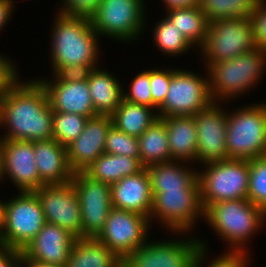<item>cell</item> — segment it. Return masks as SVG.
<instances>
[{
    "instance_id": "14",
    "label": "cell",
    "mask_w": 266,
    "mask_h": 267,
    "mask_svg": "<svg viewBox=\"0 0 266 267\" xmlns=\"http://www.w3.org/2000/svg\"><path fill=\"white\" fill-rule=\"evenodd\" d=\"M71 184L80 203L82 238H96L113 208L110 185L94 180L84 172L74 173Z\"/></svg>"
},
{
    "instance_id": "25",
    "label": "cell",
    "mask_w": 266,
    "mask_h": 267,
    "mask_svg": "<svg viewBox=\"0 0 266 267\" xmlns=\"http://www.w3.org/2000/svg\"><path fill=\"white\" fill-rule=\"evenodd\" d=\"M94 111L98 115H111L123 99V86L111 72L95 67L88 78Z\"/></svg>"
},
{
    "instance_id": "19",
    "label": "cell",
    "mask_w": 266,
    "mask_h": 267,
    "mask_svg": "<svg viewBox=\"0 0 266 267\" xmlns=\"http://www.w3.org/2000/svg\"><path fill=\"white\" fill-rule=\"evenodd\" d=\"M76 237L58 225L45 223L34 239L21 251L30 260L67 266Z\"/></svg>"
},
{
    "instance_id": "40",
    "label": "cell",
    "mask_w": 266,
    "mask_h": 267,
    "mask_svg": "<svg viewBox=\"0 0 266 267\" xmlns=\"http://www.w3.org/2000/svg\"><path fill=\"white\" fill-rule=\"evenodd\" d=\"M91 70L88 64L59 66L52 76L59 82L87 81Z\"/></svg>"
},
{
    "instance_id": "10",
    "label": "cell",
    "mask_w": 266,
    "mask_h": 267,
    "mask_svg": "<svg viewBox=\"0 0 266 267\" xmlns=\"http://www.w3.org/2000/svg\"><path fill=\"white\" fill-rule=\"evenodd\" d=\"M45 223L36 193L20 191L19 195L4 201V228L0 246L22 251Z\"/></svg>"
},
{
    "instance_id": "4",
    "label": "cell",
    "mask_w": 266,
    "mask_h": 267,
    "mask_svg": "<svg viewBox=\"0 0 266 267\" xmlns=\"http://www.w3.org/2000/svg\"><path fill=\"white\" fill-rule=\"evenodd\" d=\"M213 102L227 101L256 86L266 71V50L256 47L231 60L204 63ZM265 69V70H264ZM262 75V76H261ZM225 99V100H224Z\"/></svg>"
},
{
    "instance_id": "39",
    "label": "cell",
    "mask_w": 266,
    "mask_h": 267,
    "mask_svg": "<svg viewBox=\"0 0 266 267\" xmlns=\"http://www.w3.org/2000/svg\"><path fill=\"white\" fill-rule=\"evenodd\" d=\"M101 0H62L58 13L90 18L97 10ZM62 6V7H61Z\"/></svg>"
},
{
    "instance_id": "7",
    "label": "cell",
    "mask_w": 266,
    "mask_h": 267,
    "mask_svg": "<svg viewBox=\"0 0 266 267\" xmlns=\"http://www.w3.org/2000/svg\"><path fill=\"white\" fill-rule=\"evenodd\" d=\"M145 3V0H101L90 17L92 27L100 37L126 44L137 41L147 26Z\"/></svg>"
},
{
    "instance_id": "16",
    "label": "cell",
    "mask_w": 266,
    "mask_h": 267,
    "mask_svg": "<svg viewBox=\"0 0 266 267\" xmlns=\"http://www.w3.org/2000/svg\"><path fill=\"white\" fill-rule=\"evenodd\" d=\"M212 102L194 115L197 132V162L202 165L228 159L226 148L227 111Z\"/></svg>"
},
{
    "instance_id": "6",
    "label": "cell",
    "mask_w": 266,
    "mask_h": 267,
    "mask_svg": "<svg viewBox=\"0 0 266 267\" xmlns=\"http://www.w3.org/2000/svg\"><path fill=\"white\" fill-rule=\"evenodd\" d=\"M198 171L203 210L225 200L247 199L249 160L225 159L203 165Z\"/></svg>"
},
{
    "instance_id": "30",
    "label": "cell",
    "mask_w": 266,
    "mask_h": 267,
    "mask_svg": "<svg viewBox=\"0 0 266 267\" xmlns=\"http://www.w3.org/2000/svg\"><path fill=\"white\" fill-rule=\"evenodd\" d=\"M138 140L140 161L145 168L152 164L172 161L163 118L150 125Z\"/></svg>"
},
{
    "instance_id": "28",
    "label": "cell",
    "mask_w": 266,
    "mask_h": 267,
    "mask_svg": "<svg viewBox=\"0 0 266 267\" xmlns=\"http://www.w3.org/2000/svg\"><path fill=\"white\" fill-rule=\"evenodd\" d=\"M165 17L180 30L188 42L197 48H201L206 40L209 21L200 10V6L180 7L166 9Z\"/></svg>"
},
{
    "instance_id": "45",
    "label": "cell",
    "mask_w": 266,
    "mask_h": 267,
    "mask_svg": "<svg viewBox=\"0 0 266 267\" xmlns=\"http://www.w3.org/2000/svg\"><path fill=\"white\" fill-rule=\"evenodd\" d=\"M167 9L197 6L200 0H162Z\"/></svg>"
},
{
    "instance_id": "36",
    "label": "cell",
    "mask_w": 266,
    "mask_h": 267,
    "mask_svg": "<svg viewBox=\"0 0 266 267\" xmlns=\"http://www.w3.org/2000/svg\"><path fill=\"white\" fill-rule=\"evenodd\" d=\"M130 83V89L124 91L123 99L128 102L152 108V95L150 91V70H145L135 75Z\"/></svg>"
},
{
    "instance_id": "5",
    "label": "cell",
    "mask_w": 266,
    "mask_h": 267,
    "mask_svg": "<svg viewBox=\"0 0 266 267\" xmlns=\"http://www.w3.org/2000/svg\"><path fill=\"white\" fill-rule=\"evenodd\" d=\"M261 103L227 112L228 159L252 160L266 156V102Z\"/></svg>"
},
{
    "instance_id": "47",
    "label": "cell",
    "mask_w": 266,
    "mask_h": 267,
    "mask_svg": "<svg viewBox=\"0 0 266 267\" xmlns=\"http://www.w3.org/2000/svg\"><path fill=\"white\" fill-rule=\"evenodd\" d=\"M4 151H5V139L0 135V182L4 181L3 171H4Z\"/></svg>"
},
{
    "instance_id": "33",
    "label": "cell",
    "mask_w": 266,
    "mask_h": 267,
    "mask_svg": "<svg viewBox=\"0 0 266 267\" xmlns=\"http://www.w3.org/2000/svg\"><path fill=\"white\" fill-rule=\"evenodd\" d=\"M88 117L74 114L53 112V139L63 146L69 145L83 131Z\"/></svg>"
},
{
    "instance_id": "15",
    "label": "cell",
    "mask_w": 266,
    "mask_h": 267,
    "mask_svg": "<svg viewBox=\"0 0 266 267\" xmlns=\"http://www.w3.org/2000/svg\"><path fill=\"white\" fill-rule=\"evenodd\" d=\"M34 192L41 203L47 223L58 225L76 238H82L80 203L71 182L44 185Z\"/></svg>"
},
{
    "instance_id": "9",
    "label": "cell",
    "mask_w": 266,
    "mask_h": 267,
    "mask_svg": "<svg viewBox=\"0 0 266 267\" xmlns=\"http://www.w3.org/2000/svg\"><path fill=\"white\" fill-rule=\"evenodd\" d=\"M185 235L181 239H164L148 242L123 260L122 267H194L202 250L208 251L207 242L197 237L189 239L188 232H172ZM184 233V234H183ZM206 244V245H205Z\"/></svg>"
},
{
    "instance_id": "32",
    "label": "cell",
    "mask_w": 266,
    "mask_h": 267,
    "mask_svg": "<svg viewBox=\"0 0 266 267\" xmlns=\"http://www.w3.org/2000/svg\"><path fill=\"white\" fill-rule=\"evenodd\" d=\"M153 42L157 49L163 54L170 56H181L193 47L188 40L181 34L175 25L166 17L156 23L153 28Z\"/></svg>"
},
{
    "instance_id": "38",
    "label": "cell",
    "mask_w": 266,
    "mask_h": 267,
    "mask_svg": "<svg viewBox=\"0 0 266 267\" xmlns=\"http://www.w3.org/2000/svg\"><path fill=\"white\" fill-rule=\"evenodd\" d=\"M208 251L202 250L199 255L196 258L194 267H204L203 264L205 260H207L205 257ZM249 255L245 254H230L226 253V251L220 255L219 257L214 258L210 261L205 267H248L249 266Z\"/></svg>"
},
{
    "instance_id": "23",
    "label": "cell",
    "mask_w": 266,
    "mask_h": 267,
    "mask_svg": "<svg viewBox=\"0 0 266 267\" xmlns=\"http://www.w3.org/2000/svg\"><path fill=\"white\" fill-rule=\"evenodd\" d=\"M163 119L172 161H183L186 164L197 162V132L194 116H171Z\"/></svg>"
},
{
    "instance_id": "12",
    "label": "cell",
    "mask_w": 266,
    "mask_h": 267,
    "mask_svg": "<svg viewBox=\"0 0 266 267\" xmlns=\"http://www.w3.org/2000/svg\"><path fill=\"white\" fill-rule=\"evenodd\" d=\"M204 217L200 188L165 190L153 194L150 221L157 219L169 232H191L197 219ZM153 218V219H152Z\"/></svg>"
},
{
    "instance_id": "8",
    "label": "cell",
    "mask_w": 266,
    "mask_h": 267,
    "mask_svg": "<svg viewBox=\"0 0 266 267\" xmlns=\"http://www.w3.org/2000/svg\"><path fill=\"white\" fill-rule=\"evenodd\" d=\"M256 47L251 18L219 19L209 22L207 37L199 53L203 63H219Z\"/></svg>"
},
{
    "instance_id": "29",
    "label": "cell",
    "mask_w": 266,
    "mask_h": 267,
    "mask_svg": "<svg viewBox=\"0 0 266 267\" xmlns=\"http://www.w3.org/2000/svg\"><path fill=\"white\" fill-rule=\"evenodd\" d=\"M112 124L122 132L140 137L157 119L158 110L148 106L121 100L118 108L111 114Z\"/></svg>"
},
{
    "instance_id": "18",
    "label": "cell",
    "mask_w": 266,
    "mask_h": 267,
    "mask_svg": "<svg viewBox=\"0 0 266 267\" xmlns=\"http://www.w3.org/2000/svg\"><path fill=\"white\" fill-rule=\"evenodd\" d=\"M3 177L24 192H34L46 185L37 171L33 142L5 139Z\"/></svg>"
},
{
    "instance_id": "46",
    "label": "cell",
    "mask_w": 266,
    "mask_h": 267,
    "mask_svg": "<svg viewBox=\"0 0 266 267\" xmlns=\"http://www.w3.org/2000/svg\"><path fill=\"white\" fill-rule=\"evenodd\" d=\"M22 267H67V266L41 263L38 261L27 259L22 255Z\"/></svg>"
},
{
    "instance_id": "3",
    "label": "cell",
    "mask_w": 266,
    "mask_h": 267,
    "mask_svg": "<svg viewBox=\"0 0 266 267\" xmlns=\"http://www.w3.org/2000/svg\"><path fill=\"white\" fill-rule=\"evenodd\" d=\"M202 219L227 243V253L249 255L246 245L265 226L266 212L248 199L225 200L210 204Z\"/></svg>"
},
{
    "instance_id": "1",
    "label": "cell",
    "mask_w": 266,
    "mask_h": 267,
    "mask_svg": "<svg viewBox=\"0 0 266 267\" xmlns=\"http://www.w3.org/2000/svg\"><path fill=\"white\" fill-rule=\"evenodd\" d=\"M4 139L40 141L53 138V110L37 79L20 80L0 99Z\"/></svg>"
},
{
    "instance_id": "2",
    "label": "cell",
    "mask_w": 266,
    "mask_h": 267,
    "mask_svg": "<svg viewBox=\"0 0 266 267\" xmlns=\"http://www.w3.org/2000/svg\"><path fill=\"white\" fill-rule=\"evenodd\" d=\"M55 15L49 50L52 72L59 66L73 64H88L92 69L97 67L101 42L90 18L58 12Z\"/></svg>"
},
{
    "instance_id": "13",
    "label": "cell",
    "mask_w": 266,
    "mask_h": 267,
    "mask_svg": "<svg viewBox=\"0 0 266 267\" xmlns=\"http://www.w3.org/2000/svg\"><path fill=\"white\" fill-rule=\"evenodd\" d=\"M150 222L148 216L112 208L103 230L96 238L124 260L148 242V234L152 228Z\"/></svg>"
},
{
    "instance_id": "27",
    "label": "cell",
    "mask_w": 266,
    "mask_h": 267,
    "mask_svg": "<svg viewBox=\"0 0 266 267\" xmlns=\"http://www.w3.org/2000/svg\"><path fill=\"white\" fill-rule=\"evenodd\" d=\"M121 260L97 238H76L67 267H122Z\"/></svg>"
},
{
    "instance_id": "44",
    "label": "cell",
    "mask_w": 266,
    "mask_h": 267,
    "mask_svg": "<svg viewBox=\"0 0 266 267\" xmlns=\"http://www.w3.org/2000/svg\"><path fill=\"white\" fill-rule=\"evenodd\" d=\"M14 6V0H0V30L10 21Z\"/></svg>"
},
{
    "instance_id": "11",
    "label": "cell",
    "mask_w": 266,
    "mask_h": 267,
    "mask_svg": "<svg viewBox=\"0 0 266 267\" xmlns=\"http://www.w3.org/2000/svg\"><path fill=\"white\" fill-rule=\"evenodd\" d=\"M197 75L186 69L171 68V82L164 103L158 108L159 118L194 116L212 102L208 74Z\"/></svg>"
},
{
    "instance_id": "20",
    "label": "cell",
    "mask_w": 266,
    "mask_h": 267,
    "mask_svg": "<svg viewBox=\"0 0 266 267\" xmlns=\"http://www.w3.org/2000/svg\"><path fill=\"white\" fill-rule=\"evenodd\" d=\"M37 80L45 88L53 112L74 113L88 118L98 115L93 108L88 80L59 82L54 77Z\"/></svg>"
},
{
    "instance_id": "35",
    "label": "cell",
    "mask_w": 266,
    "mask_h": 267,
    "mask_svg": "<svg viewBox=\"0 0 266 267\" xmlns=\"http://www.w3.org/2000/svg\"><path fill=\"white\" fill-rule=\"evenodd\" d=\"M105 153L124 155L140 160L139 140L112 125L105 140Z\"/></svg>"
},
{
    "instance_id": "21",
    "label": "cell",
    "mask_w": 266,
    "mask_h": 267,
    "mask_svg": "<svg viewBox=\"0 0 266 267\" xmlns=\"http://www.w3.org/2000/svg\"><path fill=\"white\" fill-rule=\"evenodd\" d=\"M112 207L150 218L153 205L151 180L146 168L110 185Z\"/></svg>"
},
{
    "instance_id": "48",
    "label": "cell",
    "mask_w": 266,
    "mask_h": 267,
    "mask_svg": "<svg viewBox=\"0 0 266 267\" xmlns=\"http://www.w3.org/2000/svg\"><path fill=\"white\" fill-rule=\"evenodd\" d=\"M4 228V201L0 200V242L2 239V233Z\"/></svg>"
},
{
    "instance_id": "42",
    "label": "cell",
    "mask_w": 266,
    "mask_h": 267,
    "mask_svg": "<svg viewBox=\"0 0 266 267\" xmlns=\"http://www.w3.org/2000/svg\"><path fill=\"white\" fill-rule=\"evenodd\" d=\"M256 46L266 50V0H259L251 17Z\"/></svg>"
},
{
    "instance_id": "34",
    "label": "cell",
    "mask_w": 266,
    "mask_h": 267,
    "mask_svg": "<svg viewBox=\"0 0 266 267\" xmlns=\"http://www.w3.org/2000/svg\"><path fill=\"white\" fill-rule=\"evenodd\" d=\"M247 199L266 212V156L249 160Z\"/></svg>"
},
{
    "instance_id": "17",
    "label": "cell",
    "mask_w": 266,
    "mask_h": 267,
    "mask_svg": "<svg viewBox=\"0 0 266 267\" xmlns=\"http://www.w3.org/2000/svg\"><path fill=\"white\" fill-rule=\"evenodd\" d=\"M112 125L111 115L88 118L82 133L66 146L69 166L74 173L84 172L104 153L105 140Z\"/></svg>"
},
{
    "instance_id": "24",
    "label": "cell",
    "mask_w": 266,
    "mask_h": 267,
    "mask_svg": "<svg viewBox=\"0 0 266 267\" xmlns=\"http://www.w3.org/2000/svg\"><path fill=\"white\" fill-rule=\"evenodd\" d=\"M191 168L186 167V164L184 166L183 161L175 160L146 167L151 180L152 194H158L165 190L200 188L198 171Z\"/></svg>"
},
{
    "instance_id": "41",
    "label": "cell",
    "mask_w": 266,
    "mask_h": 267,
    "mask_svg": "<svg viewBox=\"0 0 266 267\" xmlns=\"http://www.w3.org/2000/svg\"><path fill=\"white\" fill-rule=\"evenodd\" d=\"M18 73L12 59L0 54V99L19 81Z\"/></svg>"
},
{
    "instance_id": "43",
    "label": "cell",
    "mask_w": 266,
    "mask_h": 267,
    "mask_svg": "<svg viewBox=\"0 0 266 267\" xmlns=\"http://www.w3.org/2000/svg\"><path fill=\"white\" fill-rule=\"evenodd\" d=\"M0 267H22V252L0 246Z\"/></svg>"
},
{
    "instance_id": "22",
    "label": "cell",
    "mask_w": 266,
    "mask_h": 267,
    "mask_svg": "<svg viewBox=\"0 0 266 267\" xmlns=\"http://www.w3.org/2000/svg\"><path fill=\"white\" fill-rule=\"evenodd\" d=\"M35 162L40 179L46 185L66 184L73 179L66 146L55 139L33 141Z\"/></svg>"
},
{
    "instance_id": "31",
    "label": "cell",
    "mask_w": 266,
    "mask_h": 267,
    "mask_svg": "<svg viewBox=\"0 0 266 267\" xmlns=\"http://www.w3.org/2000/svg\"><path fill=\"white\" fill-rule=\"evenodd\" d=\"M259 0H200V10L209 22L219 19L251 18Z\"/></svg>"
},
{
    "instance_id": "26",
    "label": "cell",
    "mask_w": 266,
    "mask_h": 267,
    "mask_svg": "<svg viewBox=\"0 0 266 267\" xmlns=\"http://www.w3.org/2000/svg\"><path fill=\"white\" fill-rule=\"evenodd\" d=\"M144 168L139 159L104 152L84 170V173L94 180L112 185L124 177L139 173Z\"/></svg>"
},
{
    "instance_id": "37",
    "label": "cell",
    "mask_w": 266,
    "mask_h": 267,
    "mask_svg": "<svg viewBox=\"0 0 266 267\" xmlns=\"http://www.w3.org/2000/svg\"><path fill=\"white\" fill-rule=\"evenodd\" d=\"M171 82V68H156L150 70V91L152 108H158L164 103Z\"/></svg>"
}]
</instances>
